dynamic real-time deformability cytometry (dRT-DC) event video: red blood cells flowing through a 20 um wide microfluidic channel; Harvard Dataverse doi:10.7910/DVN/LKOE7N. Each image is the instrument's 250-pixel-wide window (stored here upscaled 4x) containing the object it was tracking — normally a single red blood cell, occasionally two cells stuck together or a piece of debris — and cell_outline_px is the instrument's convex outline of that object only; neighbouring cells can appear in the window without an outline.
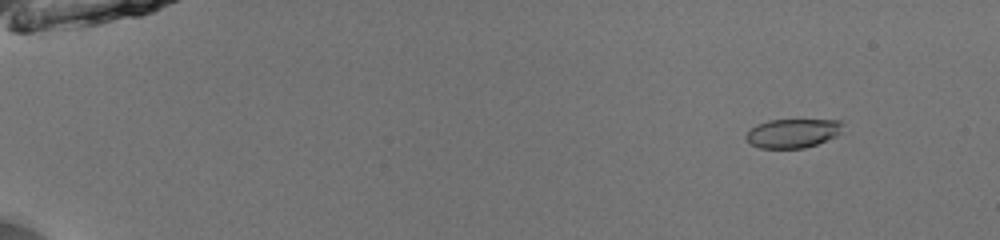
{"species": "common noctule bat (a hibernating species)", "species_latin": "Nyctalus noctula", "temperature_condition": "room temperature", "stored_images_in_passage": 39, "camera_frame_rate_fps": 3000, "um_per_image_px": 0.085, "animal": {"sex": "male", "body_mass_g": 13.0, "forearm_length_mm": 53.1}, "frame": {"image": 1, "passage_image": 7, "time_ms": 2.0, "image_size_px": [1000, 240], "cell_outline_px": [[840, 132], [836, 136], [816, 144], [804, 148], [760, 148], [752, 144], [744, 136], [756, 124], [768, 120], [840, 120]], "centroid_in_image_um": [67.34, 11.32], "position_along_channel_um": 17.7, "area_um2": 16.07}}
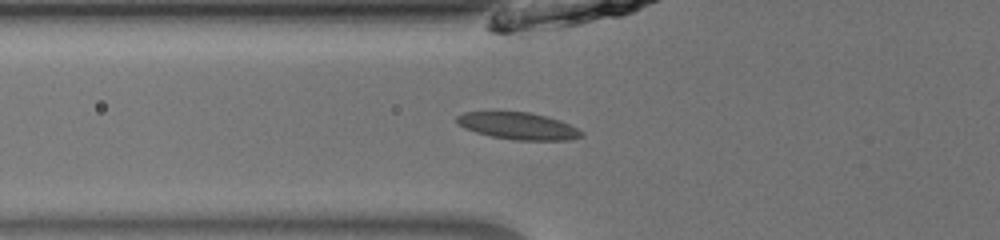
{"frame": {"image": 2, "passage_image": 22, "time_ms": 7.0, "image_size_px": [1000, 240], "cell_outline_px": [[584, 136], [568, 140], [516, 140], [492, 136], [476, 132], [464, 128], [456, 120], [456, 116], [464, 112], [528, 112], [560, 120], [584, 132]], "centroid_in_image_um": [44.06, 10.71], "position_along_channel_um": 81.7, "area_um2": 19.36}}
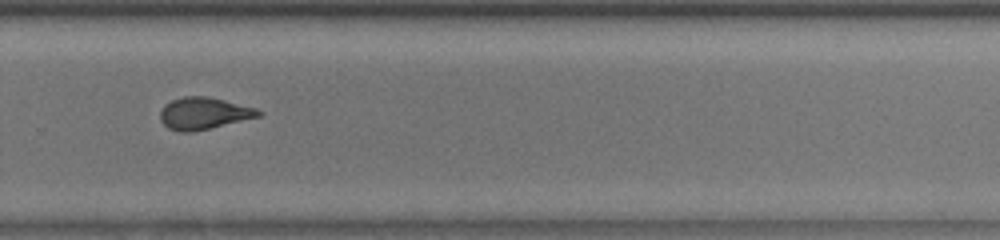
{"frame": {"image": 3, "passage_image": 39, "time_ms": 12.667, "image_size_px": [1000, 240], "cell_outline_px": [[264, 112], [260, 116], [192, 132], [180, 132], [168, 128], [160, 120], [160, 112], [164, 104], [172, 100], [184, 96], [208, 96], [256, 108]], "centroid_in_image_um": [17.3, 9.63], "position_along_channel_um": 312.5, "area_um2": 18.21}}